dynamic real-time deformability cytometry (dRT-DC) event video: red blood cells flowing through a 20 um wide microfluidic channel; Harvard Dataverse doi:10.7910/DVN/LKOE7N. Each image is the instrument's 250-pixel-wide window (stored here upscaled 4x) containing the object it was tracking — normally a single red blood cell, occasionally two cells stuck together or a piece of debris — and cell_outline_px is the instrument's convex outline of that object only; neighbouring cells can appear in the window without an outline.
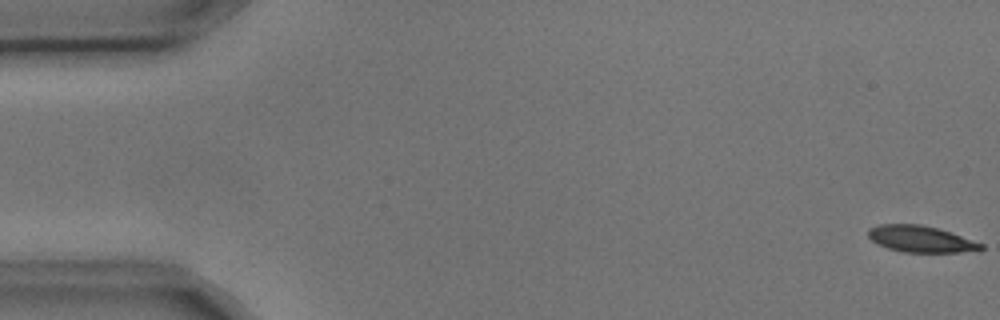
{"species": "common noctule bat (a hibernating species)", "species_latin": "Nyctalus noctula", "temperature_condition": "cold", "stored_images_in_passage": 5, "camera_frame_rate_fps": 3000, "um_per_image_px": 0.085, "animal": {"sex": "male", "body_mass_g": 17.9, "forearm_length_mm": 54.2}, "frame": {"image": 1, "passage_image": 1, "time_ms": 0.0, "image_size_px": [1000, 320], "cell_outline_px": [[984, 248], [980, 252], [904, 252], [888, 248], [872, 240], [868, 236], [868, 228], [880, 224], [920, 224], [936, 228], [984, 244]], "centroid_in_image_um": [78.29, 20.32], "position_along_channel_um": 6.7, "area_um2": 17.28}}
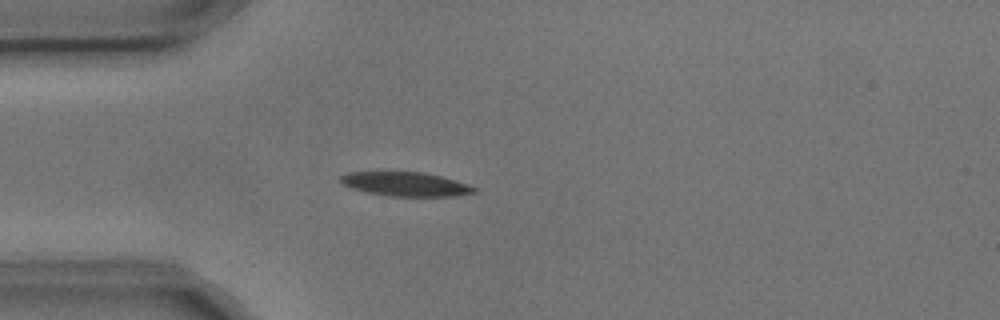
{"frame": {"image": 2, "passage_image": 5, "time_ms": 1.333, "image_size_px": [1000, 320], "cell_outline_px": [[476, 192], [456, 196], [388, 196], [364, 192], [352, 188], [344, 184], [340, 180], [340, 176], [348, 172], [424, 172], [456, 180], [468, 184], [476, 188]], "centroid_in_image_um": [34.48, 15.65], "position_along_channel_um": 50.5, "area_um2": 18.73}}